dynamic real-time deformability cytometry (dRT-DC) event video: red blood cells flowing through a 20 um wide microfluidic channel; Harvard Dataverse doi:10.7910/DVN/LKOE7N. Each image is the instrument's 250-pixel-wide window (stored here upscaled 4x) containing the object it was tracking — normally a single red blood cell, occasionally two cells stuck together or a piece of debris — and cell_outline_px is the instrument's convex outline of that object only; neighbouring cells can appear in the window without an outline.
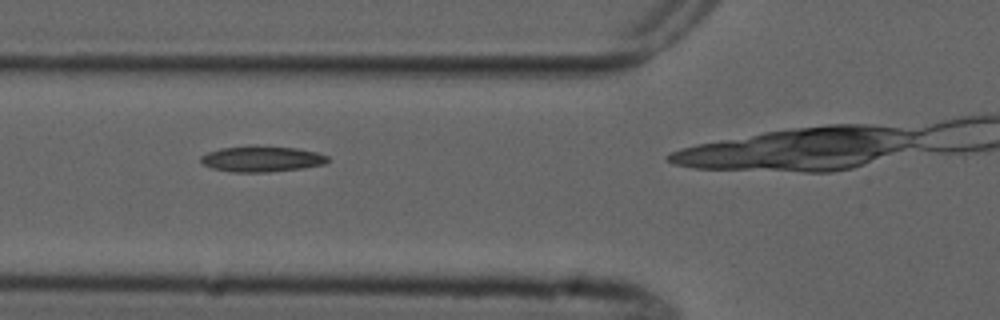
{"species": "common noctule bat (a hibernating species)", "species_latin": "Nyctalus noctula", "temperature_condition": "cold", "stored_images_in_passage": 5, "camera_frame_rate_fps": 3000, "um_per_image_px": 0.085, "animal": {"sex": "male", "forearm_length_mm": 52.5}, "frame": {"image": 1, "passage_image": 3, "time_ms": 2.333, "image_size_px": [1000, 320], "cell_outline_px": [[328, 160], [324, 164], [304, 168], [268, 172], [232, 172], [212, 168], [204, 164], [200, 160], [200, 156], [208, 152], [220, 148], [256, 144], [296, 148], [316, 152], [328, 156]], "centroid_in_image_um": [22.23, 13.49], "position_along_channel_um": 103.6, "area_um2": 19.36}}